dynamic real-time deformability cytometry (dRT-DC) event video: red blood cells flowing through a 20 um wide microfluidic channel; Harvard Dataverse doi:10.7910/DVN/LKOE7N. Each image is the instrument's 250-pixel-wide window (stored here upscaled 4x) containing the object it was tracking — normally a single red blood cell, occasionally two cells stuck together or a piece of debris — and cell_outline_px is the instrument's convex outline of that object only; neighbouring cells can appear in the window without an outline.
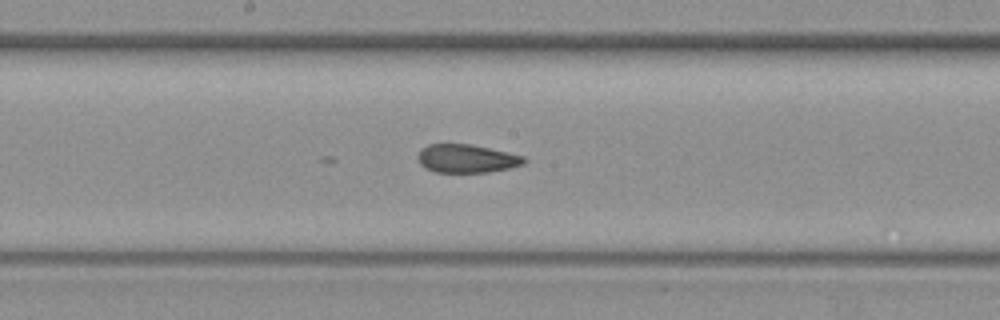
{"species": "common noctule bat (a hibernating species)", "species_latin": "Nyctalus noctula", "temperature_condition": "warm", "stored_images_in_passage": 48, "camera_frame_rate_fps": 3000, "um_per_image_px": 0.085, "animal": {"sex": "female", "body_mass_g": 19.3, "forearm_length_mm": 54.1}, "frame": {"image": 1, "passage_image": 17, "time_ms": 5.333, "image_size_px": [1000, 320], "cell_outline_px": [[528, 160], [524, 164], [512, 168], [488, 172], [436, 172], [424, 168], [420, 164], [416, 156], [420, 148], [428, 144], [468, 144], [488, 148], [524, 156]], "centroid_in_image_um": [39.64, 13.48], "position_along_channel_um": 208.6, "area_um2": 17.69}}
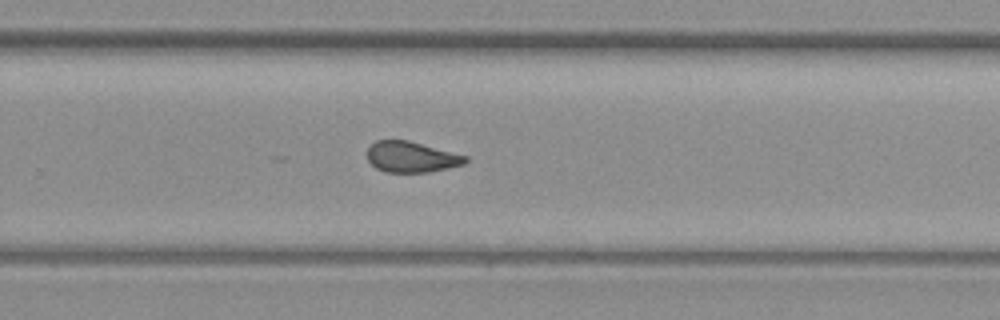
{"frame": {"image": 2, "passage_image": 25, "time_ms": 8.0, "image_size_px": [1000, 320], "cell_outline_px": [[468, 160], [464, 164], [448, 168], [428, 172], [384, 172], [376, 168], [368, 160], [368, 148], [376, 140], [408, 140], [468, 156]], "centroid_in_image_um": [34.98, 13.34], "position_along_channel_um": 294.8, "area_um2": 17.57}}
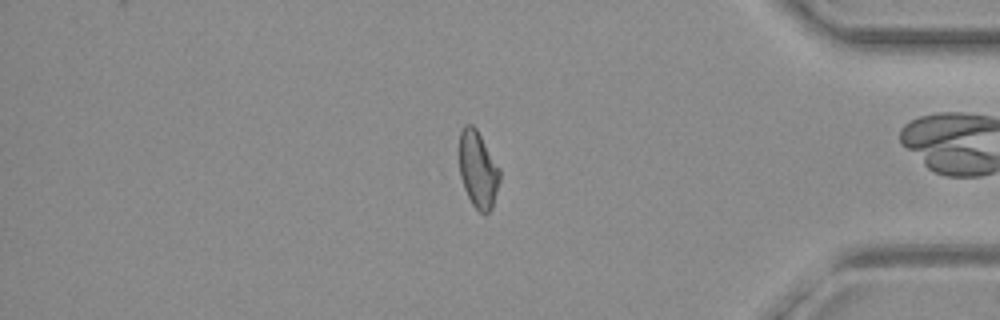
{"frame": {"image": 3, "passage_image": 37, "time_ms": 12.0, "image_size_px": [1000, 320], "cell_outline_px": [[500, 180], [492, 208], [488, 212], [480, 212], [472, 204], [464, 188], [460, 176], [456, 152], [460, 132], [464, 124], [472, 124], [476, 128], [500, 168]], "centroid_in_image_um": [40.58, 14.35], "position_along_channel_um": 394.6, "area_um2": 18.61}}